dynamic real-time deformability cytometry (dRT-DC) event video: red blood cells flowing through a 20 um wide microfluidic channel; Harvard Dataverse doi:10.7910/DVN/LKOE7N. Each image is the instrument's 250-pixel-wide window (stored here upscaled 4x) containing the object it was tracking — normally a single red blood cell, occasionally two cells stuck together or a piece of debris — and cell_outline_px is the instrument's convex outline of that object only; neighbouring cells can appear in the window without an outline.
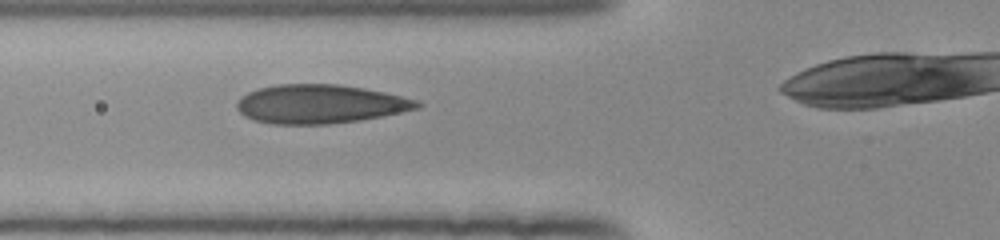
{"species": "human", "species_latin": "Homo sapiens", "temperature_condition": "room temperature", "stored_images_in_passage": 35, "camera_frame_rate_fps": 3000, "um_per_image_px": 0.085, "donor": {"sex": "female"}, "frame": {"image": 1, "passage_image": 9, "time_ms": 2.667, "image_size_px": [1000, 240], "cell_outline_px": [[424, 104], [420, 108], [360, 120], [328, 124], [272, 124], [252, 120], [244, 116], [236, 108], [236, 104], [240, 96], [248, 92], [260, 88], [276, 84], [340, 84], [364, 88], [384, 92], [420, 100]], "centroid_in_image_um": [27.2, 8.84], "position_along_channel_um": 98.6, "area_um2": 41.04}}
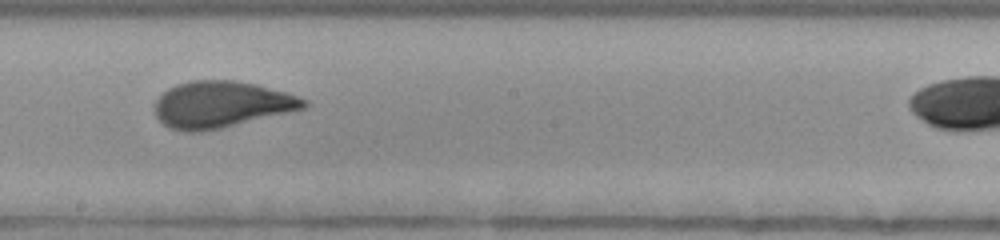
{"frame": {"image": 2, "passage_image": 19, "time_ms": 6.0, "image_size_px": [1000, 240], "cell_outline_px": [[308, 104], [304, 108], [292, 112], [220, 128], [200, 132], [184, 132], [168, 128], [156, 116], [152, 108], [156, 100], [168, 88], [176, 84], [192, 80], [232, 80], [256, 84], [288, 92], [308, 100]], "centroid_in_image_um": [18.8, 8.88], "position_along_channel_um": 229.4, "area_um2": 40.75}}
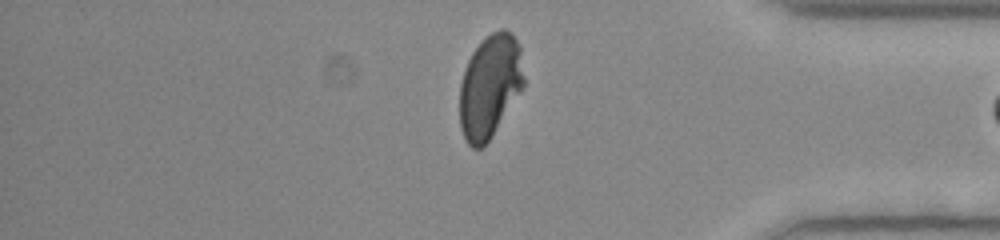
{"frame": {"image": 3, "passage_image": 33, "time_ms": 10.667, "image_size_px": [1000, 240], "cell_outline_px": [[524, 84], [520, 92], [492, 136], [480, 148], [472, 148], [464, 140], [460, 128], [460, 84], [464, 68], [472, 52], [492, 32], [500, 28], [504, 28], [512, 32], [520, 48], [524, 76]], "centroid_in_image_um": [41.63, 7.33], "position_along_channel_um": 393.6, "area_um2": 38.55}, "authors_computed_cell_mechanics": {"area_um2": 39.9976, "velocity_mm_per_s": 3.9302, "shape_relaxation_time_tau1_ms": 4.6103, "shape_relaxation_time_tau2_ms": null, "deformation_change_tau1": 0.1726, "deformation_change_tau2": null}}